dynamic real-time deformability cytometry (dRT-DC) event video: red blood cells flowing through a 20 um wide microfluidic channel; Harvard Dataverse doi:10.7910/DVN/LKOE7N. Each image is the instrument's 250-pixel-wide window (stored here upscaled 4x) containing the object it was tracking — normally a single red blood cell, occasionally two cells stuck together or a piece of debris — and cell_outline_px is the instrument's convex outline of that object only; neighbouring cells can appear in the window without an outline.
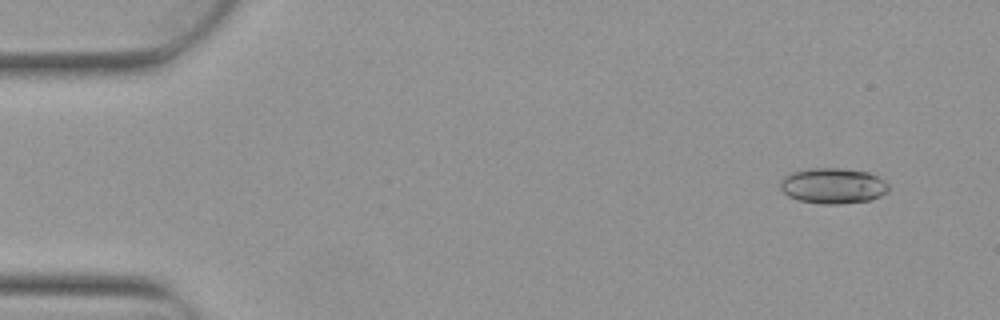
{"species": "Egyptian fruit bat (a non-hibernating species)", "species_latin": "Rousettus aegyptiacus", "temperature_condition": "warm", "stored_images_in_passage": 3, "camera_frame_rate_fps": 3000, "um_per_image_px": 0.085, "animal": {"sex": "female"}, "frame": {"image": 1, "passage_image": 2, "time_ms": 0.333, "image_size_px": [1000, 320], "cell_outline_px": [[888, 192], [872, 200], [840, 204], [820, 204], [796, 200], [788, 196], [780, 188], [780, 180], [784, 176], [792, 172], [812, 168], [840, 168], [868, 172], [884, 180], [888, 184]], "centroid_in_image_um": [70.79, 15.8], "position_along_channel_um": 14.2, "area_um2": 22.66}}